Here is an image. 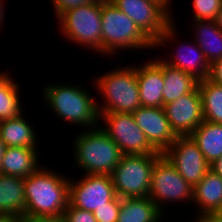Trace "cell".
<instances>
[{
    "mask_svg": "<svg viewBox=\"0 0 222 222\" xmlns=\"http://www.w3.org/2000/svg\"><path fill=\"white\" fill-rule=\"evenodd\" d=\"M192 202L198 207L199 217L222 212V178L209 169L202 180L193 188Z\"/></svg>",
    "mask_w": 222,
    "mask_h": 222,
    "instance_id": "cell-16",
    "label": "cell"
},
{
    "mask_svg": "<svg viewBox=\"0 0 222 222\" xmlns=\"http://www.w3.org/2000/svg\"><path fill=\"white\" fill-rule=\"evenodd\" d=\"M196 222H222V212L203 215Z\"/></svg>",
    "mask_w": 222,
    "mask_h": 222,
    "instance_id": "cell-32",
    "label": "cell"
},
{
    "mask_svg": "<svg viewBox=\"0 0 222 222\" xmlns=\"http://www.w3.org/2000/svg\"><path fill=\"white\" fill-rule=\"evenodd\" d=\"M69 182L66 176L42 166L26 177L25 217L62 218L69 203Z\"/></svg>",
    "mask_w": 222,
    "mask_h": 222,
    "instance_id": "cell-1",
    "label": "cell"
},
{
    "mask_svg": "<svg viewBox=\"0 0 222 222\" xmlns=\"http://www.w3.org/2000/svg\"><path fill=\"white\" fill-rule=\"evenodd\" d=\"M162 73L164 80L163 106L192 92L198 86L199 80L192 74L171 67L163 61Z\"/></svg>",
    "mask_w": 222,
    "mask_h": 222,
    "instance_id": "cell-22",
    "label": "cell"
},
{
    "mask_svg": "<svg viewBox=\"0 0 222 222\" xmlns=\"http://www.w3.org/2000/svg\"><path fill=\"white\" fill-rule=\"evenodd\" d=\"M0 222H21V218L13 214L0 213Z\"/></svg>",
    "mask_w": 222,
    "mask_h": 222,
    "instance_id": "cell-35",
    "label": "cell"
},
{
    "mask_svg": "<svg viewBox=\"0 0 222 222\" xmlns=\"http://www.w3.org/2000/svg\"><path fill=\"white\" fill-rule=\"evenodd\" d=\"M6 145L4 143V141L2 140L1 138V135H0V173H1V163H2V158H3V154L5 152V149H6Z\"/></svg>",
    "mask_w": 222,
    "mask_h": 222,
    "instance_id": "cell-38",
    "label": "cell"
},
{
    "mask_svg": "<svg viewBox=\"0 0 222 222\" xmlns=\"http://www.w3.org/2000/svg\"><path fill=\"white\" fill-rule=\"evenodd\" d=\"M117 197L110 175L85 174L81 180L69 182V203L77 208L94 212Z\"/></svg>",
    "mask_w": 222,
    "mask_h": 222,
    "instance_id": "cell-11",
    "label": "cell"
},
{
    "mask_svg": "<svg viewBox=\"0 0 222 222\" xmlns=\"http://www.w3.org/2000/svg\"><path fill=\"white\" fill-rule=\"evenodd\" d=\"M102 53L154 48V44L142 33L135 22L118 9L110 0H102ZM153 47V48H151Z\"/></svg>",
    "mask_w": 222,
    "mask_h": 222,
    "instance_id": "cell-5",
    "label": "cell"
},
{
    "mask_svg": "<svg viewBox=\"0 0 222 222\" xmlns=\"http://www.w3.org/2000/svg\"><path fill=\"white\" fill-rule=\"evenodd\" d=\"M189 136L209 164L222 157V124L203 121Z\"/></svg>",
    "mask_w": 222,
    "mask_h": 222,
    "instance_id": "cell-23",
    "label": "cell"
},
{
    "mask_svg": "<svg viewBox=\"0 0 222 222\" xmlns=\"http://www.w3.org/2000/svg\"><path fill=\"white\" fill-rule=\"evenodd\" d=\"M102 0L78 6L63 13L57 20L65 38L95 53H102Z\"/></svg>",
    "mask_w": 222,
    "mask_h": 222,
    "instance_id": "cell-8",
    "label": "cell"
},
{
    "mask_svg": "<svg viewBox=\"0 0 222 222\" xmlns=\"http://www.w3.org/2000/svg\"><path fill=\"white\" fill-rule=\"evenodd\" d=\"M35 128L21 113L15 118L0 121V135L7 147L37 148Z\"/></svg>",
    "mask_w": 222,
    "mask_h": 222,
    "instance_id": "cell-20",
    "label": "cell"
},
{
    "mask_svg": "<svg viewBox=\"0 0 222 222\" xmlns=\"http://www.w3.org/2000/svg\"><path fill=\"white\" fill-rule=\"evenodd\" d=\"M163 155L194 188L210 169L203 153L190 136H177Z\"/></svg>",
    "mask_w": 222,
    "mask_h": 222,
    "instance_id": "cell-12",
    "label": "cell"
},
{
    "mask_svg": "<svg viewBox=\"0 0 222 222\" xmlns=\"http://www.w3.org/2000/svg\"><path fill=\"white\" fill-rule=\"evenodd\" d=\"M210 169L222 178V157L210 164Z\"/></svg>",
    "mask_w": 222,
    "mask_h": 222,
    "instance_id": "cell-34",
    "label": "cell"
},
{
    "mask_svg": "<svg viewBox=\"0 0 222 222\" xmlns=\"http://www.w3.org/2000/svg\"><path fill=\"white\" fill-rule=\"evenodd\" d=\"M194 21H214L222 7V0H193Z\"/></svg>",
    "mask_w": 222,
    "mask_h": 222,
    "instance_id": "cell-27",
    "label": "cell"
},
{
    "mask_svg": "<svg viewBox=\"0 0 222 222\" xmlns=\"http://www.w3.org/2000/svg\"><path fill=\"white\" fill-rule=\"evenodd\" d=\"M121 198L116 197L114 200L108 203V206H104L93 212L97 222H117Z\"/></svg>",
    "mask_w": 222,
    "mask_h": 222,
    "instance_id": "cell-28",
    "label": "cell"
},
{
    "mask_svg": "<svg viewBox=\"0 0 222 222\" xmlns=\"http://www.w3.org/2000/svg\"><path fill=\"white\" fill-rule=\"evenodd\" d=\"M193 42V46L192 44L184 45V43L178 45V48L181 49L176 50V55L174 53L173 57L170 58L169 56L168 60L163 59L162 61L171 67L192 74L196 79L200 81L208 78L210 64L205 58V55L202 52L201 48L197 45L195 41Z\"/></svg>",
    "mask_w": 222,
    "mask_h": 222,
    "instance_id": "cell-17",
    "label": "cell"
},
{
    "mask_svg": "<svg viewBox=\"0 0 222 222\" xmlns=\"http://www.w3.org/2000/svg\"><path fill=\"white\" fill-rule=\"evenodd\" d=\"M151 1H154L155 3L160 5L171 17L173 16V14L171 13V10L169 9L170 7L169 5H171L170 2L172 0H151Z\"/></svg>",
    "mask_w": 222,
    "mask_h": 222,
    "instance_id": "cell-36",
    "label": "cell"
},
{
    "mask_svg": "<svg viewBox=\"0 0 222 222\" xmlns=\"http://www.w3.org/2000/svg\"><path fill=\"white\" fill-rule=\"evenodd\" d=\"M132 115L157 152L163 154L175 141L177 136L170 127L163 107L141 106Z\"/></svg>",
    "mask_w": 222,
    "mask_h": 222,
    "instance_id": "cell-14",
    "label": "cell"
},
{
    "mask_svg": "<svg viewBox=\"0 0 222 222\" xmlns=\"http://www.w3.org/2000/svg\"><path fill=\"white\" fill-rule=\"evenodd\" d=\"M161 155H122L110 175L117 196L120 198L147 197L151 185L152 170Z\"/></svg>",
    "mask_w": 222,
    "mask_h": 222,
    "instance_id": "cell-7",
    "label": "cell"
},
{
    "mask_svg": "<svg viewBox=\"0 0 222 222\" xmlns=\"http://www.w3.org/2000/svg\"><path fill=\"white\" fill-rule=\"evenodd\" d=\"M101 128L118 145L122 155L161 154L147 140L132 113H99Z\"/></svg>",
    "mask_w": 222,
    "mask_h": 222,
    "instance_id": "cell-10",
    "label": "cell"
},
{
    "mask_svg": "<svg viewBox=\"0 0 222 222\" xmlns=\"http://www.w3.org/2000/svg\"><path fill=\"white\" fill-rule=\"evenodd\" d=\"M35 148L6 147L1 163V173L9 176L26 178L36 172L39 155Z\"/></svg>",
    "mask_w": 222,
    "mask_h": 222,
    "instance_id": "cell-18",
    "label": "cell"
},
{
    "mask_svg": "<svg viewBox=\"0 0 222 222\" xmlns=\"http://www.w3.org/2000/svg\"><path fill=\"white\" fill-rule=\"evenodd\" d=\"M204 121L222 124V86L205 78L198 82Z\"/></svg>",
    "mask_w": 222,
    "mask_h": 222,
    "instance_id": "cell-25",
    "label": "cell"
},
{
    "mask_svg": "<svg viewBox=\"0 0 222 222\" xmlns=\"http://www.w3.org/2000/svg\"><path fill=\"white\" fill-rule=\"evenodd\" d=\"M140 102L144 107H163L164 80L162 58L150 60L136 67Z\"/></svg>",
    "mask_w": 222,
    "mask_h": 222,
    "instance_id": "cell-15",
    "label": "cell"
},
{
    "mask_svg": "<svg viewBox=\"0 0 222 222\" xmlns=\"http://www.w3.org/2000/svg\"><path fill=\"white\" fill-rule=\"evenodd\" d=\"M93 82L104 100L101 107L97 104L99 113H132L142 106L134 65L113 69Z\"/></svg>",
    "mask_w": 222,
    "mask_h": 222,
    "instance_id": "cell-4",
    "label": "cell"
},
{
    "mask_svg": "<svg viewBox=\"0 0 222 222\" xmlns=\"http://www.w3.org/2000/svg\"><path fill=\"white\" fill-rule=\"evenodd\" d=\"M216 26L222 31V7L214 19Z\"/></svg>",
    "mask_w": 222,
    "mask_h": 222,
    "instance_id": "cell-37",
    "label": "cell"
},
{
    "mask_svg": "<svg viewBox=\"0 0 222 222\" xmlns=\"http://www.w3.org/2000/svg\"><path fill=\"white\" fill-rule=\"evenodd\" d=\"M46 84L43 98L48 107L62 121L95 128L100 123L97 101L82 85L77 86L65 82L62 84Z\"/></svg>",
    "mask_w": 222,
    "mask_h": 222,
    "instance_id": "cell-2",
    "label": "cell"
},
{
    "mask_svg": "<svg viewBox=\"0 0 222 222\" xmlns=\"http://www.w3.org/2000/svg\"><path fill=\"white\" fill-rule=\"evenodd\" d=\"M54 5V11L56 12L57 19L68 10L74 9L81 5L90 3H98L101 0H51Z\"/></svg>",
    "mask_w": 222,
    "mask_h": 222,
    "instance_id": "cell-30",
    "label": "cell"
},
{
    "mask_svg": "<svg viewBox=\"0 0 222 222\" xmlns=\"http://www.w3.org/2000/svg\"><path fill=\"white\" fill-rule=\"evenodd\" d=\"M163 214L148 196L121 198L117 222H160Z\"/></svg>",
    "mask_w": 222,
    "mask_h": 222,
    "instance_id": "cell-21",
    "label": "cell"
},
{
    "mask_svg": "<svg viewBox=\"0 0 222 222\" xmlns=\"http://www.w3.org/2000/svg\"><path fill=\"white\" fill-rule=\"evenodd\" d=\"M72 144L75 165L85 174L111 175L122 156L118 145L101 126L86 129Z\"/></svg>",
    "mask_w": 222,
    "mask_h": 222,
    "instance_id": "cell-3",
    "label": "cell"
},
{
    "mask_svg": "<svg viewBox=\"0 0 222 222\" xmlns=\"http://www.w3.org/2000/svg\"><path fill=\"white\" fill-rule=\"evenodd\" d=\"M21 222H63L62 218L24 217Z\"/></svg>",
    "mask_w": 222,
    "mask_h": 222,
    "instance_id": "cell-33",
    "label": "cell"
},
{
    "mask_svg": "<svg viewBox=\"0 0 222 222\" xmlns=\"http://www.w3.org/2000/svg\"><path fill=\"white\" fill-rule=\"evenodd\" d=\"M208 79L222 86V59L210 64Z\"/></svg>",
    "mask_w": 222,
    "mask_h": 222,
    "instance_id": "cell-31",
    "label": "cell"
},
{
    "mask_svg": "<svg viewBox=\"0 0 222 222\" xmlns=\"http://www.w3.org/2000/svg\"><path fill=\"white\" fill-rule=\"evenodd\" d=\"M195 23V24H194ZM192 25L195 32V42L201 48L209 64L222 59V31L214 21L196 20Z\"/></svg>",
    "mask_w": 222,
    "mask_h": 222,
    "instance_id": "cell-24",
    "label": "cell"
},
{
    "mask_svg": "<svg viewBox=\"0 0 222 222\" xmlns=\"http://www.w3.org/2000/svg\"><path fill=\"white\" fill-rule=\"evenodd\" d=\"M132 19L142 33L154 44V49L175 38L176 26L160 5L151 0H110Z\"/></svg>",
    "mask_w": 222,
    "mask_h": 222,
    "instance_id": "cell-6",
    "label": "cell"
},
{
    "mask_svg": "<svg viewBox=\"0 0 222 222\" xmlns=\"http://www.w3.org/2000/svg\"><path fill=\"white\" fill-rule=\"evenodd\" d=\"M8 72H0V121L15 118L23 111L21 108L19 85ZM12 78V79H11Z\"/></svg>",
    "mask_w": 222,
    "mask_h": 222,
    "instance_id": "cell-26",
    "label": "cell"
},
{
    "mask_svg": "<svg viewBox=\"0 0 222 222\" xmlns=\"http://www.w3.org/2000/svg\"><path fill=\"white\" fill-rule=\"evenodd\" d=\"M4 3H3V0L2 1H0V28H1V24L3 23L2 21L4 20L3 18L5 17L4 16V9H5V6L3 5ZM3 6H4V8H3Z\"/></svg>",
    "mask_w": 222,
    "mask_h": 222,
    "instance_id": "cell-39",
    "label": "cell"
},
{
    "mask_svg": "<svg viewBox=\"0 0 222 222\" xmlns=\"http://www.w3.org/2000/svg\"><path fill=\"white\" fill-rule=\"evenodd\" d=\"M63 222H97L93 212L77 209L68 203L63 214Z\"/></svg>",
    "mask_w": 222,
    "mask_h": 222,
    "instance_id": "cell-29",
    "label": "cell"
},
{
    "mask_svg": "<svg viewBox=\"0 0 222 222\" xmlns=\"http://www.w3.org/2000/svg\"><path fill=\"white\" fill-rule=\"evenodd\" d=\"M163 108L176 136H189L204 121L198 86Z\"/></svg>",
    "mask_w": 222,
    "mask_h": 222,
    "instance_id": "cell-13",
    "label": "cell"
},
{
    "mask_svg": "<svg viewBox=\"0 0 222 222\" xmlns=\"http://www.w3.org/2000/svg\"><path fill=\"white\" fill-rule=\"evenodd\" d=\"M148 197L162 212L161 203L192 202L193 188L186 182L174 165L162 154L155 162L151 174Z\"/></svg>",
    "mask_w": 222,
    "mask_h": 222,
    "instance_id": "cell-9",
    "label": "cell"
},
{
    "mask_svg": "<svg viewBox=\"0 0 222 222\" xmlns=\"http://www.w3.org/2000/svg\"><path fill=\"white\" fill-rule=\"evenodd\" d=\"M25 179L0 173V213L25 217Z\"/></svg>",
    "mask_w": 222,
    "mask_h": 222,
    "instance_id": "cell-19",
    "label": "cell"
}]
</instances>
